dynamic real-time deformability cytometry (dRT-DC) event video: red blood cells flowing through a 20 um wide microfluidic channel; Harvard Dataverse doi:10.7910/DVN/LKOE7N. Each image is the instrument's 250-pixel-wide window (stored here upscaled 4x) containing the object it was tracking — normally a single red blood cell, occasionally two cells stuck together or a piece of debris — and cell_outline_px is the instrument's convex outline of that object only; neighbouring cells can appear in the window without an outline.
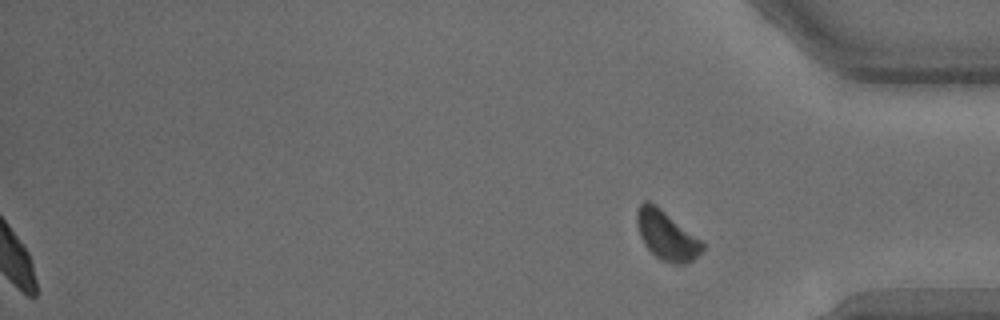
{"species": "common noctule bat (a hibernating species)", "species_latin": "Nyctalus noctula", "temperature_condition": "warm", "stored_images_in_passage": 37, "segment_of_instrument_passage": [2, 2], "camera_frame_rate_fps": 3000, "um_per_image_px": 0.085, "animal": {"sex": "male", "body_mass_g": 15.6}, "frame": {"image": 1, "passage_image": 37, "time_ms": 12.0, "image_size_px": [1000, 320], "cell_outline_px": [[704, 248], [688, 264], [672, 264], [660, 260], [644, 244], [640, 236], [636, 224], [636, 212], [640, 204], [644, 200], [648, 200], [656, 204], [700, 240], [704, 244]], "centroid_in_image_um": [56.62, 20.0], "position_along_channel_um": 378.6, "area_um2": 18.67}}